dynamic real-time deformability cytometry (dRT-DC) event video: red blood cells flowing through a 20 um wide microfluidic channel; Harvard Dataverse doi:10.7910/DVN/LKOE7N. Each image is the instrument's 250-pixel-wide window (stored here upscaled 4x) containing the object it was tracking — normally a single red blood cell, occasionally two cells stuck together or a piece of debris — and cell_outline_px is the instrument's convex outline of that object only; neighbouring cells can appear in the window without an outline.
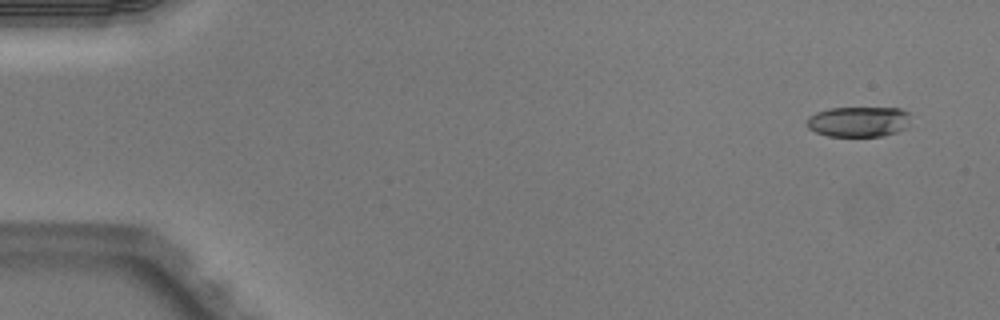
{"species": "Egyptian fruit bat (a non-hibernating species)", "species_latin": "Rousettus aegyptiacus", "temperature_condition": "warm", "stored_images_in_passage": 50, "camera_frame_rate_fps": 3000, "um_per_image_px": 0.085, "animal": {"sex": "male"}, "frame": {"image": 1, "passage_image": 3, "time_ms": 0.667, "image_size_px": [1000, 320], "cell_outline_px": [[908, 124], [904, 128], [896, 132], [884, 136], [828, 136], [816, 132], [808, 128], [808, 116], [816, 112], [828, 108], [900, 108], [908, 112]], "centroid_in_image_um": [72.96, 10.34], "position_along_channel_um": 12.0, "area_um2": 18.26}}
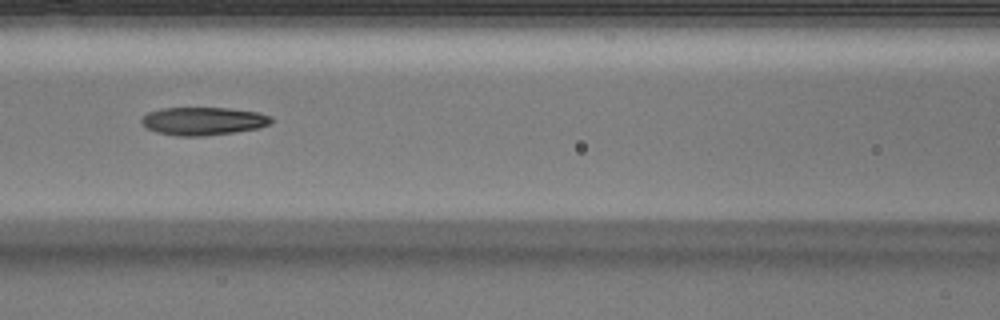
{"frame": {"image": 2, "passage_image": 23, "time_ms": 7.333, "image_size_px": [1000, 320], "cell_outline_px": [[276, 120], [268, 124], [256, 128], [232, 132], [200, 136], [176, 136], [156, 132], [148, 128], [140, 120], [148, 112], [164, 108], [228, 108], [256, 112], [268, 116]], "centroid_in_image_um": [17.25, 10.29], "position_along_channel_um": 149.4, "area_um2": 20.81}}
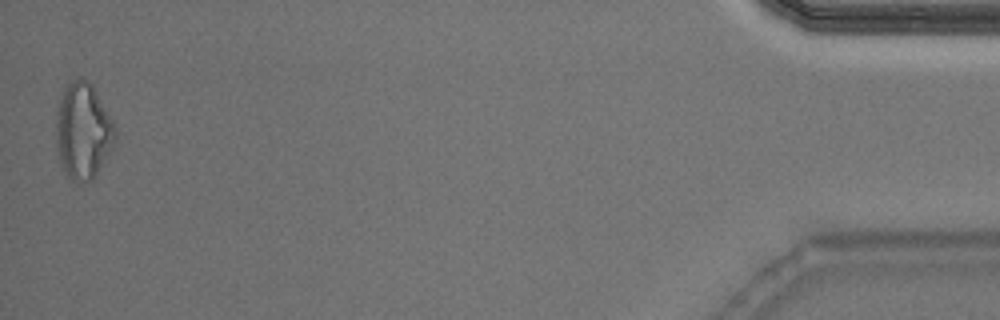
{"frame": {"image": 3, "passage_image": 50, "time_ms": 16.333, "image_size_px": [1000, 320], "cell_outline_px": [[116, 144], [92, 180], [80, 184], [76, 184], [68, 176], [60, 160], [56, 148], [56, 112], [64, 92], [68, 84], [72, 80], [84, 76], [92, 84], [112, 120], [116, 128]], "centroid_in_image_um": [7.08, 11.16], "position_along_channel_um": 428.1, "area_um2": 33.23}, "authors_computed_cell_mechanics": {"area_um2": 21.3571, "velocity_mm_per_s": 4.0659, "shape_relaxation_time_tau1_ms": null, "shape_relaxation_time_tau2_ms": 2.5865, "deformation_change_tau1": null, "deformation_change_tau2": 0.112}}